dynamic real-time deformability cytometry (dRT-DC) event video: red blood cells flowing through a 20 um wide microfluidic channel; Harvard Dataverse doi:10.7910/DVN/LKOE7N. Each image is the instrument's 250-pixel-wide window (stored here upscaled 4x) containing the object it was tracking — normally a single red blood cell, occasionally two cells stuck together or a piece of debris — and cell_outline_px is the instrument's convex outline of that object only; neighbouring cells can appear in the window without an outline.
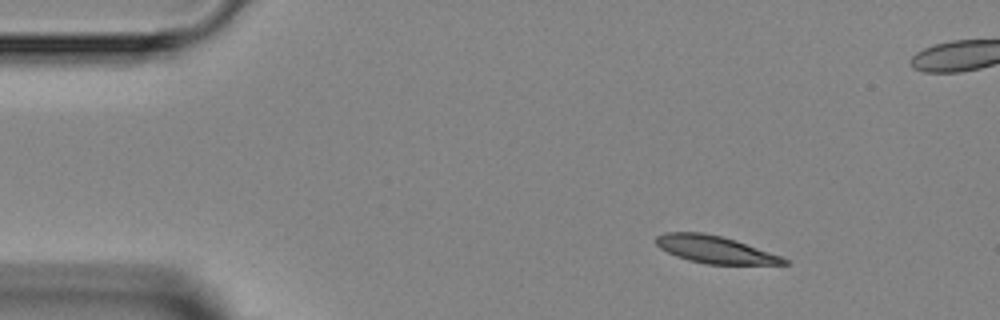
{"species": "Egyptian fruit bat (a non-hibernating species)", "species_latin": "Rousettus aegyptiacus", "temperature_condition": "room temperature", "stored_images_in_passage": 3, "camera_frame_rate_fps": 3000, "um_per_image_px": 0.085, "animal": {"sex": "female"}, "frame": {"image": 1, "passage_image": 1, "time_ms": 0.0, "image_size_px": [1000, 320], "cell_outline_px": [[788, 264], [708, 264], [688, 260], [676, 256], [660, 248], [656, 244], [656, 236], [664, 232], [704, 232], [736, 240], [780, 256], [788, 260]], "centroid_in_image_um": [60.73, 21.2], "position_along_channel_um": 24.3, "area_um2": 20.17}}